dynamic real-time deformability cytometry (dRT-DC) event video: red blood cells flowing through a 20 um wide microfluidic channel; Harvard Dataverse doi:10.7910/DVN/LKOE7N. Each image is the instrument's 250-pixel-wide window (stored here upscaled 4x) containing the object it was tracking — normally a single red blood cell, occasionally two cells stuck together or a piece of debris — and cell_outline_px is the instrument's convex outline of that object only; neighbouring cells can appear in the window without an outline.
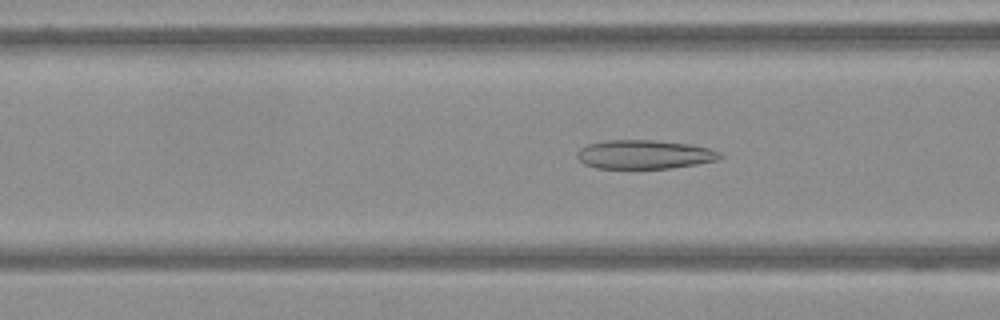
{"species": "Egyptian fruit bat (a non-hibernating species)", "species_latin": "Rousettus aegyptiacus", "temperature_condition": "warm", "stored_images_in_passage": 58, "camera_frame_rate_fps": 3000, "um_per_image_px": 0.085, "frame": {"image": 1, "passage_image": 24, "time_ms": 7.667, "image_size_px": [1000, 320], "cell_outline_px": [[724, 156], [716, 160], [696, 164], [672, 168], [596, 168], [584, 164], [576, 156], [576, 152], [580, 148], [588, 144], [604, 140], [656, 140], [688, 144], [712, 148], [720, 152]], "centroid_in_image_um": [54.77, 13.12], "position_along_channel_um": 111.8, "area_um2": 24.16}}
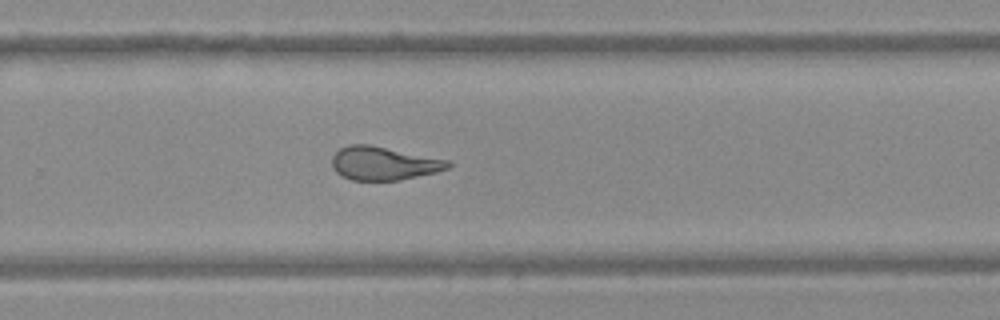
{"frame": {"image": 2, "passage_image": 41, "time_ms": 13.333, "image_size_px": [1000, 320], "cell_outline_px": [[452, 164], [448, 168], [436, 172], [400, 180], [352, 180], [336, 172], [332, 168], [332, 156], [340, 148], [348, 144], [368, 144], [448, 160]], "centroid_in_image_um": [32.58, 13.88], "position_along_channel_um": 297.2, "area_um2": 22.43}}
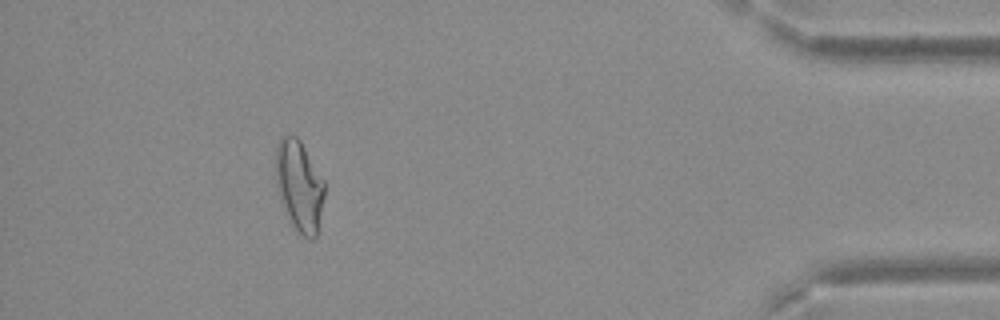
{"frame": {"image": 3, "passage_image": 56, "time_ms": 18.333, "image_size_px": [1000, 320], "cell_outline_px": [[324, 196], [316, 236], [312, 240], [308, 240], [292, 224], [280, 204], [276, 184], [276, 144], [280, 136], [296, 136], [300, 140], [324, 180]], "centroid_in_image_um": [25.41, 15.79], "position_along_channel_um": 409.8, "area_um2": 25.78}}